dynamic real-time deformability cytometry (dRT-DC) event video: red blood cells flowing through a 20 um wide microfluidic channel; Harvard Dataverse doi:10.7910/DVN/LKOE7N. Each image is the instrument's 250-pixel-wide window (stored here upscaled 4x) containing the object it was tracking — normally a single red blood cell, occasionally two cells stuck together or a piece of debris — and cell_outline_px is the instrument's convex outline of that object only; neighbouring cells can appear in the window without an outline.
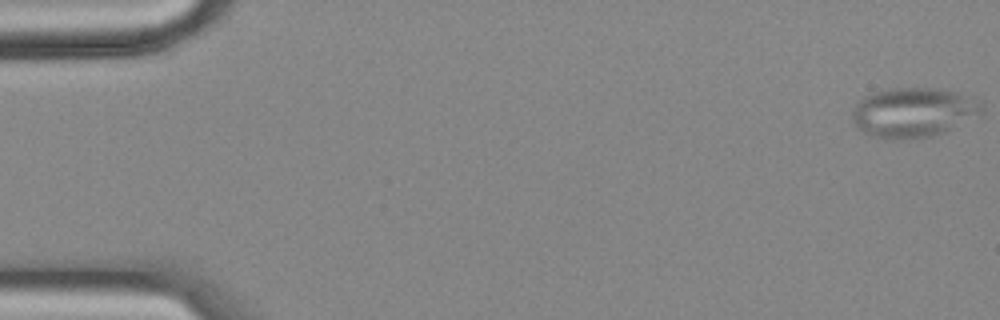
{"species": "common noctule bat (a hibernating species)", "species_latin": "Nyctalus noctula", "temperature_condition": "cold", "stored_images_in_passage": 57, "camera_frame_rate_fps": 3000, "um_per_image_px": 0.085, "animal": {"sex": "female", "body_mass_g": 18.4}, "frame": {"image": 1, "passage_image": 1, "time_ms": 0.0, "image_size_px": [1000, 320], "cell_outline_px": [[984, 112], [980, 116], [944, 132], [932, 136], [900, 140], [884, 140], [864, 132], [856, 128], [852, 124], [852, 112], [856, 104], [864, 96], [876, 92], [892, 88], [936, 88], [956, 92], [984, 104]], "centroid_in_image_um": [77.63, 9.58], "position_along_channel_um": 7.4, "area_um2": 37.8}}
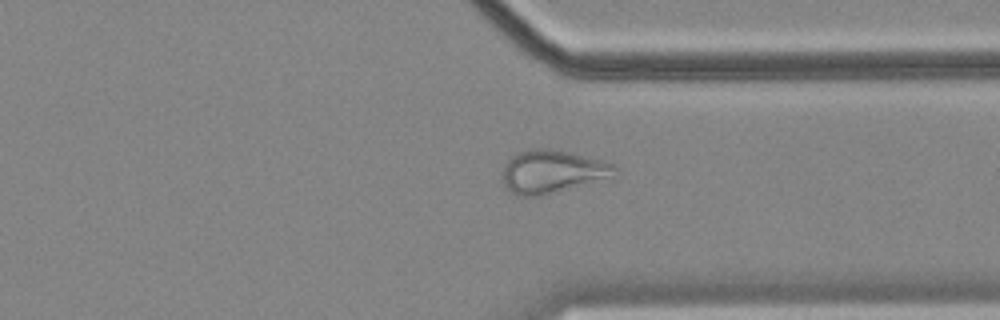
{"frame": {"image": 2, "passage_image": 43, "time_ms": 14.0, "image_size_px": [1000, 320], "cell_outline_px": [[620, 168], [616, 180], [544, 196], [516, 196], [504, 188], [504, 164], [512, 156], [520, 152], [532, 148], [548, 148], [568, 152], [604, 160]], "centroid_in_image_um": [47.11, 14.64], "position_along_channel_um": 364.3, "area_um2": 29.65}}
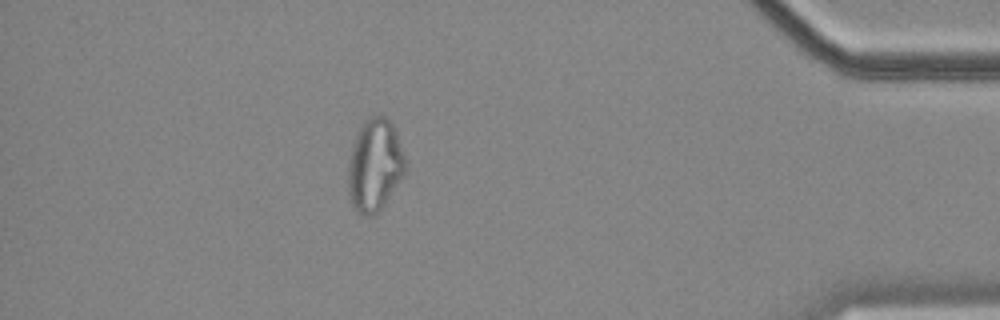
{"frame": {"image": 3, "passage_image": 50, "time_ms": 16.333, "image_size_px": [1000, 320], "cell_outline_px": [[408, 168], [404, 176], [384, 204], [372, 216], [364, 216], [356, 212], [352, 204], [348, 192], [348, 160], [356, 136], [364, 120], [368, 116], [384, 116], [392, 124], [396, 132], [408, 160]], "centroid_in_image_um": [31.88, 14.05], "position_along_channel_um": 403.3, "area_um2": 31.15}}